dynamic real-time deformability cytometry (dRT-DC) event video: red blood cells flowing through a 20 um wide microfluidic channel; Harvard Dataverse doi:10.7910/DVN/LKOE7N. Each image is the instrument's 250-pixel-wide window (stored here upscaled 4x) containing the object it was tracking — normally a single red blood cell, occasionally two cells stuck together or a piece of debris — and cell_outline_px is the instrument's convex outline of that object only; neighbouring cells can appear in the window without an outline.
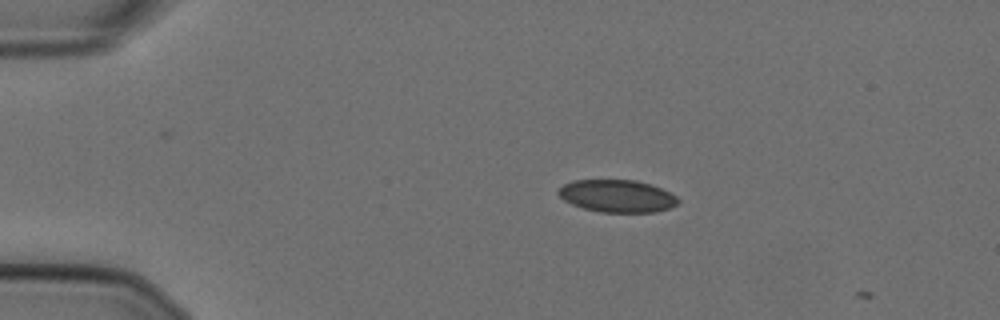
{"species": "Egyptian fruit bat (a non-hibernating species)", "species_latin": "Rousettus aegyptiacus", "temperature_condition": "cold", "stored_images_in_passage": 2, "camera_frame_rate_fps": 3000, "um_per_image_px": 0.085, "animal": {"sex": "female"}, "frame": {"image": 1, "passage_image": 1, "time_ms": 0.0, "image_size_px": [1000, 320], "cell_outline_px": [[680, 200], [672, 208], [656, 212], [600, 212], [584, 208], [572, 204], [564, 200], [556, 192], [564, 184], [572, 180], [636, 180], [652, 184], [676, 196]], "centroid_in_image_um": [52.47, 16.66], "position_along_channel_um": 32.5, "area_um2": 22.66}}